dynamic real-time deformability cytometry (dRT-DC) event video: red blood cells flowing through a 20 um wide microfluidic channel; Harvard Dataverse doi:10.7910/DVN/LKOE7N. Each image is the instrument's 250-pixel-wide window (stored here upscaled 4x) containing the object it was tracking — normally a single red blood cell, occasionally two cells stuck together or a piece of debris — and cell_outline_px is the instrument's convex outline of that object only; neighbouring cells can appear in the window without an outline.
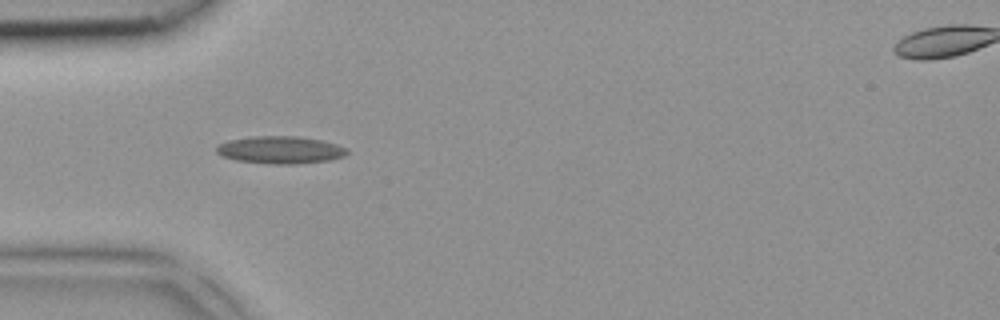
{"species": "common noctule bat (a hibernating species)", "species_latin": "Nyctalus noctula", "temperature_condition": "room temperature", "stored_images_in_passage": 4, "camera_frame_rate_fps": 3000, "um_per_image_px": 0.085, "animal": {"sex": "female", "body_mass_g": 18.4}, "frame": {"image": 1, "passage_image": 3, "time_ms": 0.667, "image_size_px": [1000, 320], "cell_outline_px": [[348, 152], [344, 156], [328, 160], [296, 164], [276, 164], [236, 160], [224, 156], [216, 152], [216, 144], [228, 140], [252, 136], [296, 136], [320, 140], [336, 144], [348, 148]], "centroid_in_image_um": [23.81, 12.73], "position_along_channel_um": 61.2, "area_um2": 20.81}}